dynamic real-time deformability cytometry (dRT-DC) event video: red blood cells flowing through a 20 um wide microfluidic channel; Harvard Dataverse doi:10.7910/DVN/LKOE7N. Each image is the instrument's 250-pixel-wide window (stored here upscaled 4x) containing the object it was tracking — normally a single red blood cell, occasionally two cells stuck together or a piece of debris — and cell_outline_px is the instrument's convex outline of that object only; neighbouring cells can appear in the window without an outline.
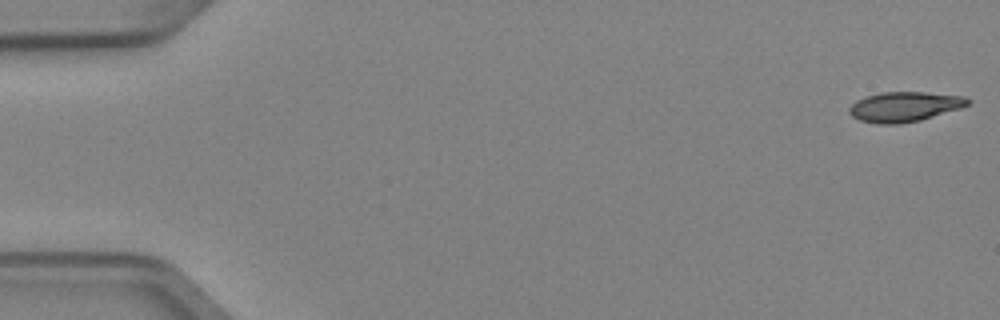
{"species": "Egyptian fruit bat (a non-hibernating species)", "species_latin": "Rousettus aegyptiacus", "temperature_condition": "cold", "stored_images_in_passage": 51, "camera_frame_rate_fps": 3000, "um_per_image_px": 0.085, "animal": {"sex": "female"}, "frame": {"image": 1, "passage_image": 1, "time_ms": 0.0, "image_size_px": [1000, 320], "cell_outline_px": [[972, 100], [968, 104], [960, 108], [920, 120], [896, 124], [880, 124], [860, 120], [852, 116], [848, 112], [848, 108], [856, 100], [880, 92], [924, 92], [964, 96]], "centroid_in_image_um": [76.87, 9.06], "position_along_channel_um": 8.1, "area_um2": 20.52}}
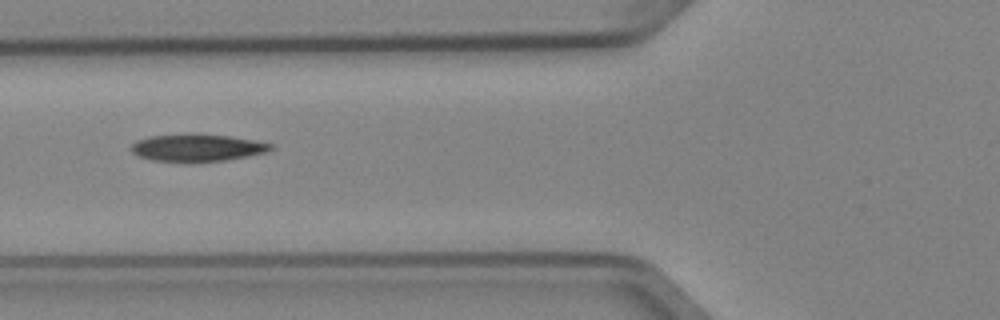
{"frame": {"image": 2, "passage_image": 20, "time_ms": 6.333, "image_size_px": [1000, 320], "cell_outline_px": [[276, 148], [268, 152], [228, 160], [192, 164], [188, 164], [152, 160], [140, 156], [132, 152], [132, 144], [136, 140], [148, 136], [188, 132], [196, 132], [228, 136], [276, 144]], "centroid_in_image_um": [16.78, 12.56], "position_along_channel_um": 109.0, "area_um2": 23.41}}
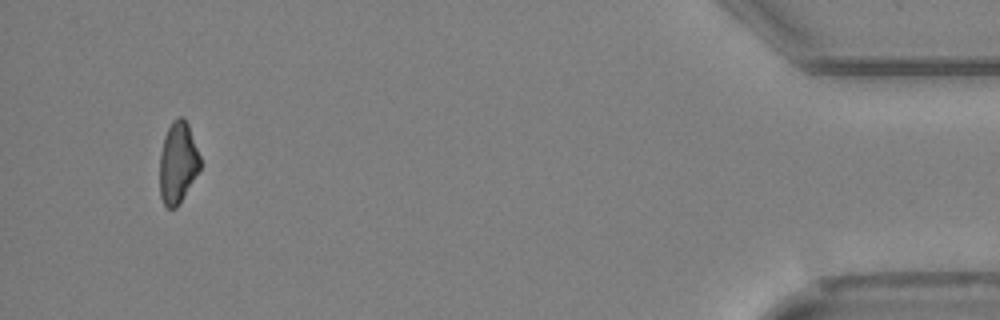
{"frame": {"image": 3, "passage_image": 49, "time_ms": 16.0, "image_size_px": [1000, 320], "cell_outline_px": [[200, 168], [176, 208], [168, 208], [164, 204], [160, 196], [160, 152], [164, 136], [172, 120], [180, 116], [184, 116], [188, 124], [200, 156]], "centroid_in_image_um": [15.1, 13.79], "position_along_channel_um": 420.1, "area_um2": 19.02}, "authors_computed_cell_mechanics": {"area_um2": 21.4438, "velocity_mm_per_s": 3.9824, "shape_relaxation_time_tau1_ms": 8.4759, "shape_relaxation_time_tau2_ms": 8.9337, "deformation_change_tau1": 0.17, "deformation_change_tau2": 0.1935}}